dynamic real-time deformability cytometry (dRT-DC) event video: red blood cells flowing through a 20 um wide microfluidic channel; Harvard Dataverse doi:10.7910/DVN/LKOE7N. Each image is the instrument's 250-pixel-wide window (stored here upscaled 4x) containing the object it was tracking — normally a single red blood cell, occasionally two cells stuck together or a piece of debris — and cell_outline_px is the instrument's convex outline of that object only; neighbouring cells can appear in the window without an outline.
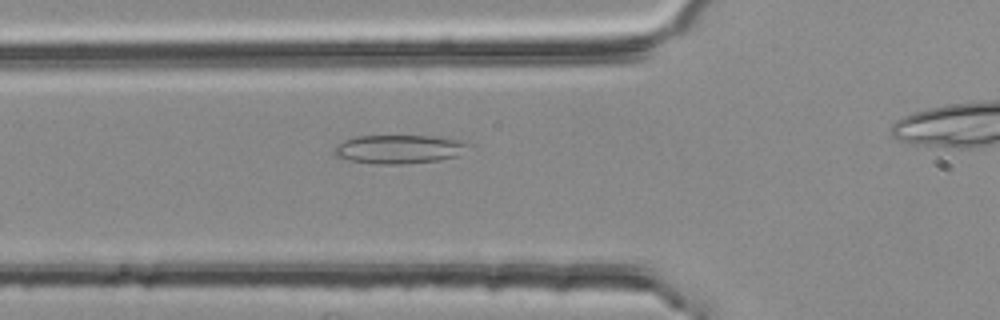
{"species": "common noctule bat (a hibernating species)", "species_latin": "Nyctalus noctula", "temperature_condition": "room temperature", "stored_images_in_passage": 37, "camera_frame_rate_fps": 3000, "um_per_image_px": 0.085, "animal": {"sex": "female", "body_mass_g": 25.1}, "frame": {"image": 1, "passage_image": 9, "time_ms": 2.667, "image_size_px": [1000, 320], "cell_outline_px": [[476, 144], [456, 156], [440, 160], [404, 164], [376, 164], [352, 160], [336, 156], [332, 152], [332, 148], [344, 140], [356, 136], [440, 136], [464, 140]], "centroid_in_image_um": [34.0, 12.66], "position_along_channel_um": 91.8, "area_um2": 22.83}}
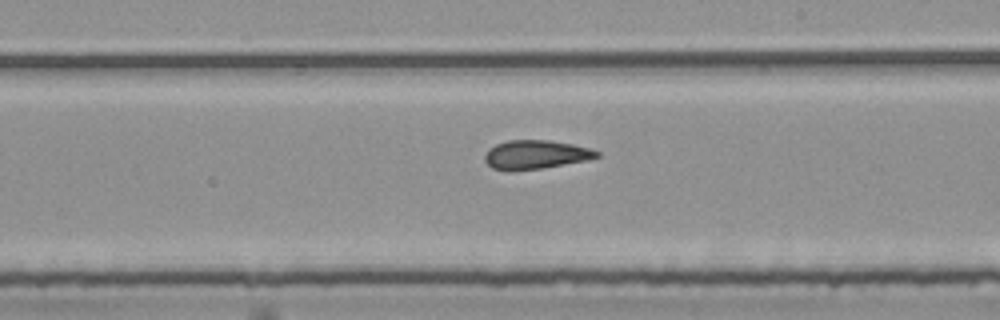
{"frame": {"image": 2, "passage_image": 21, "time_ms": 6.667, "image_size_px": [1000, 320], "cell_outline_px": [[600, 156], [588, 160], [540, 168], [492, 168], [484, 160], [484, 156], [488, 148], [496, 144], [508, 140], [548, 140], [572, 144], [592, 148], [600, 152]], "centroid_in_image_um": [45.58, 13.1], "position_along_channel_um": 243.4, "area_um2": 18.32}}
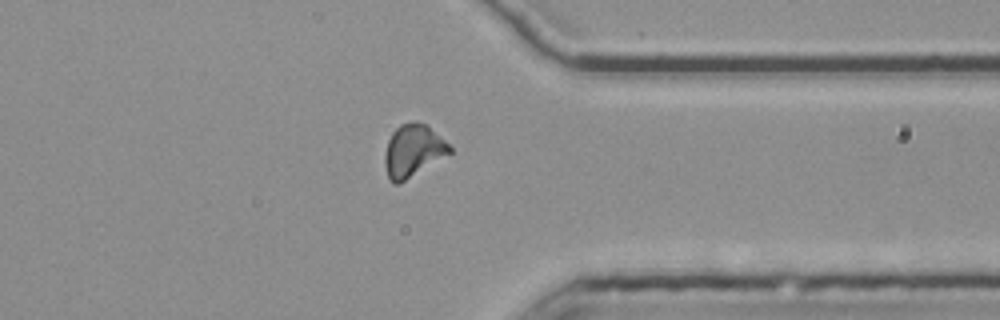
{"frame": {"image": 3, "passage_image": 32, "time_ms": 10.333, "image_size_px": [1000, 320], "cell_outline_px": [[452, 152], [400, 184], [392, 184], [388, 176], [384, 164], [384, 156], [388, 140], [392, 132], [400, 124], [412, 120], [416, 120], [428, 124], [452, 148]], "centroid_in_image_um": [35.1, 12.79], "position_along_channel_um": 376.3, "area_um2": 20.06}, "authors_computed_cell_mechanics": {"area_um2": 19.1318, "velocity_mm_per_s": 3.7876, "shape_relaxation_time_tau1_ms": null, "shape_relaxation_time_tau2_ms": 3.1813, "deformation_change_tau1": null, "deformation_change_tau2": 0.1177}}